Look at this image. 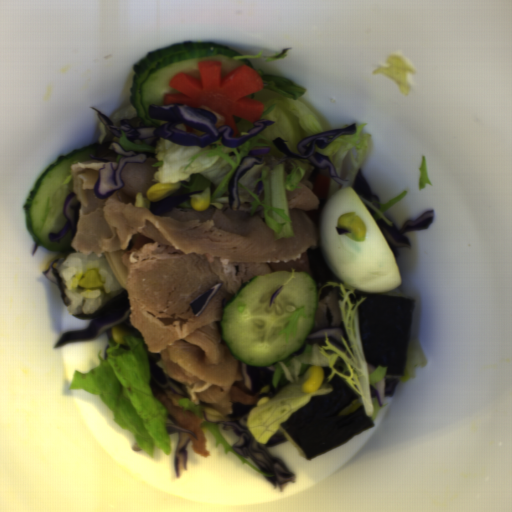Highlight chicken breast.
<instances>
[{
	"mask_svg": "<svg viewBox=\"0 0 512 512\" xmlns=\"http://www.w3.org/2000/svg\"><path fill=\"white\" fill-rule=\"evenodd\" d=\"M150 390L152 396L166 408L167 415L173 417L178 424L195 434L196 437L187 433L190 437L192 450L196 454L208 458L210 454L205 446L206 437L204 436L202 428L203 420L196 418L195 414L191 411L183 410V406L179 405L180 400L185 398V396H181L169 390L165 391V393L158 392L151 388Z\"/></svg>",
	"mask_w": 512,
	"mask_h": 512,
	"instance_id": "cb542c10",
	"label": "chicken breast"
}]
</instances>
